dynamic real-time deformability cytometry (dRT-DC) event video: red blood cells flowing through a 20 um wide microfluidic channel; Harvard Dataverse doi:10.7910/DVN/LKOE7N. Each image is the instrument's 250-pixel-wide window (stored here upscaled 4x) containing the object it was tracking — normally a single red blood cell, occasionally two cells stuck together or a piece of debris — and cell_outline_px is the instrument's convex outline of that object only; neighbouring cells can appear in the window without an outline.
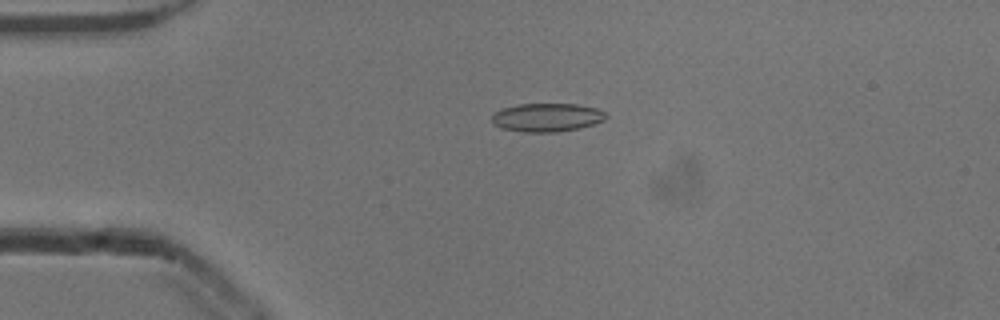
{"species": "common noctule bat (a hibernating species)", "species_latin": "Nyctalus noctula", "temperature_condition": "cold", "stored_images_in_passage": 20, "camera_frame_rate_fps": 3000, "um_per_image_px": 0.085, "animal": {"sex": "male", "body_mass_g": 13.3}, "frame": {"image": 1, "passage_image": 4, "time_ms": 1.0, "image_size_px": [1000, 320], "cell_outline_px": [[608, 116], [604, 120], [580, 128], [556, 132], [524, 132], [500, 128], [492, 120], [492, 116], [496, 112], [504, 108], [520, 104], [576, 104], [596, 108], [604, 112]], "centroid_in_image_um": [46.51, 9.98], "position_along_channel_um": 38.5, "area_um2": 18.73}}
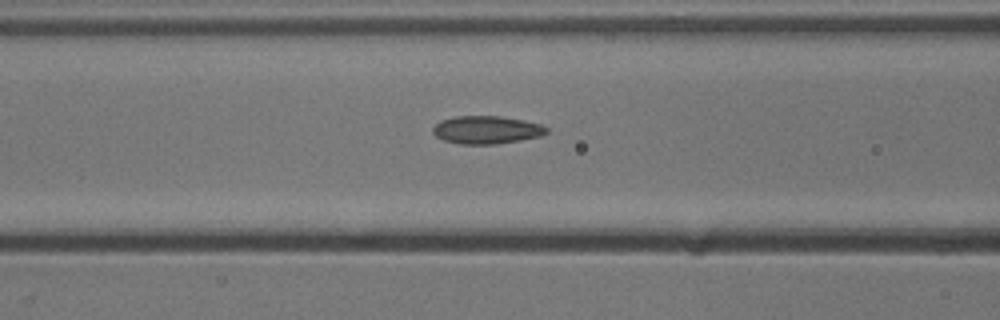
{"frame": {"image": 2, "passage_image": 13, "time_ms": 4.0, "image_size_px": [1000, 320], "cell_outline_px": [[548, 132], [540, 136], [520, 140], [496, 144], [460, 144], [444, 140], [436, 136], [432, 132], [432, 128], [440, 120], [456, 116], [500, 116], [524, 120], [540, 124], [548, 128]], "centroid_in_image_um": [41.35, 11.03], "position_along_channel_um": 125.3, "area_um2": 18.5}}
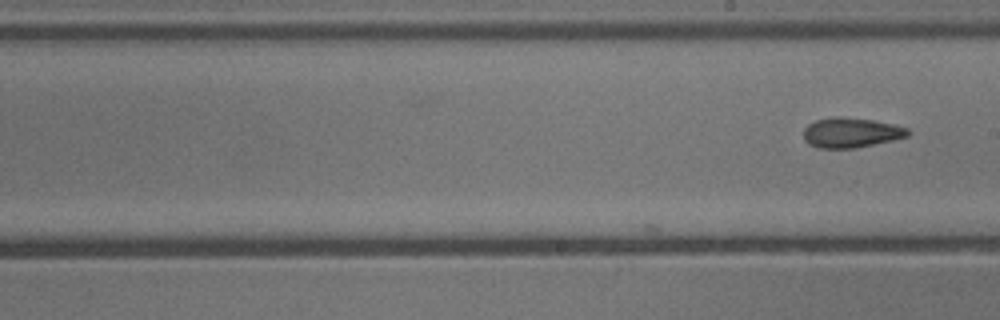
{"frame": {"image": 3, "passage_image": 20, "time_ms": 6.333, "image_size_px": [1000, 320], "cell_outline_px": [[912, 132], [908, 136], [892, 140], [856, 148], [820, 148], [808, 144], [804, 140], [804, 128], [808, 124], [816, 120], [836, 116], [840, 116], [872, 120], [892, 124], [908, 128]], "centroid_in_image_um": [72.33, 11.27], "position_along_channel_um": 216.7, "area_um2": 18.21}}